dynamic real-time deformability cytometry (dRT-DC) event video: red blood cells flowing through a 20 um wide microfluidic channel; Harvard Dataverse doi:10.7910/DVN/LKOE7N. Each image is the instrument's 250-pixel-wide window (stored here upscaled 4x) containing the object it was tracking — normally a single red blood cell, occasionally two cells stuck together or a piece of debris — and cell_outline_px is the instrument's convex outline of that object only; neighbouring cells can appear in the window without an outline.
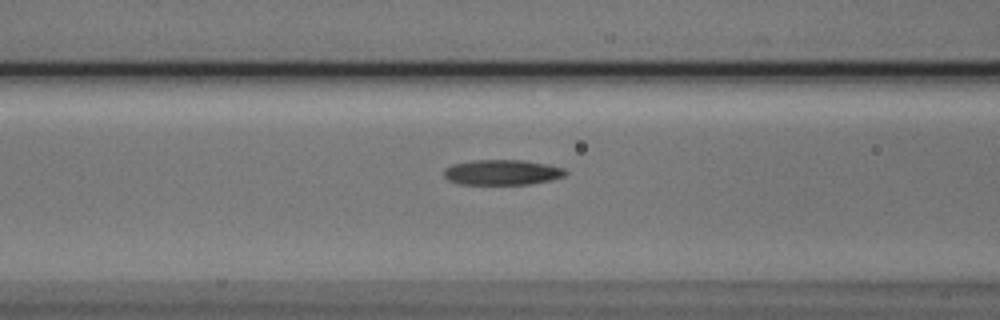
{"species": "Egyptian fruit bat (a non-hibernating species)", "species_latin": "Rousettus aegyptiacus", "temperature_condition": "cold", "stored_images_in_passage": 38, "camera_frame_rate_fps": 3000, "um_per_image_px": 0.085, "animal": {"sex": "male"}, "frame": {"image": 1, "passage_image": 8, "time_ms": 2.333, "image_size_px": [1000, 320], "cell_outline_px": [[568, 172], [564, 176], [548, 180], [528, 184], [460, 184], [448, 180], [444, 176], [444, 168], [452, 164], [476, 160], [524, 160], [548, 164], [564, 168]], "centroid_in_image_um": [42.67, 14.64], "position_along_channel_um": 123.9, "area_um2": 17.86}}
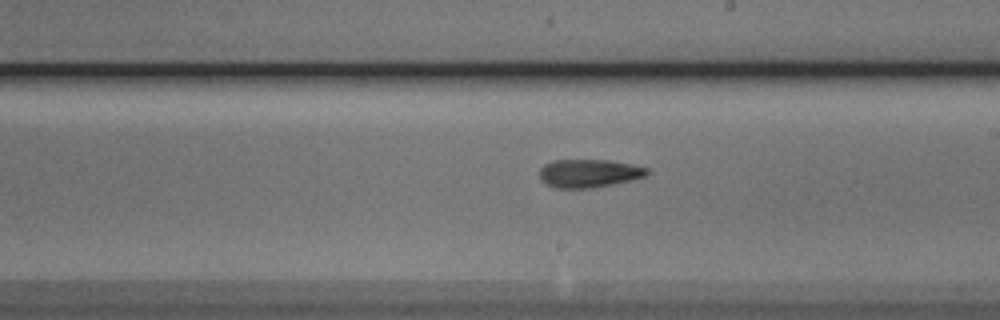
{"frame": {"image": 2, "passage_image": 17, "time_ms": 5.333, "image_size_px": [1000, 320], "cell_outline_px": [[648, 172], [644, 176], [632, 180], [596, 188], [556, 188], [540, 180], [540, 168], [544, 164], [552, 160], [608, 160], [632, 164], [648, 168]], "centroid_in_image_um": [50.05, 14.73], "position_along_channel_um": 239.0, "area_um2": 17.74}}
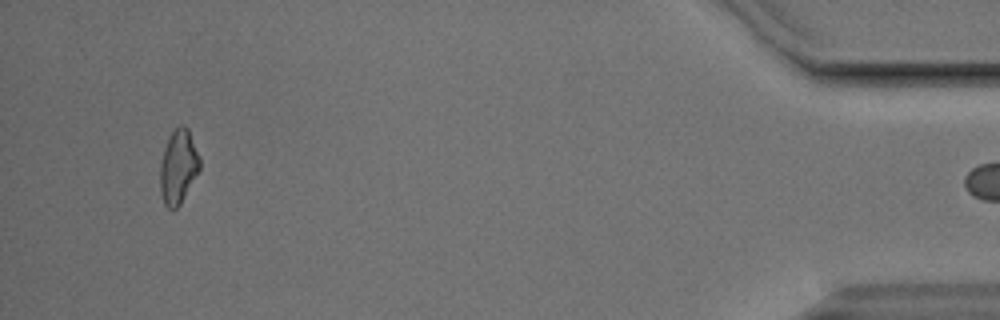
{"frame": {"image": 3, "passage_image": 37, "time_ms": 12.0, "image_size_px": [1000, 320], "cell_outline_px": [[200, 168], [180, 204], [176, 208], [168, 208], [164, 204], [160, 192], [160, 164], [164, 148], [172, 132], [180, 124], [184, 124], [188, 128], [200, 160]], "centroid_in_image_um": [15.14, 14.17], "position_along_channel_um": 420.1, "area_um2": 16.82}}